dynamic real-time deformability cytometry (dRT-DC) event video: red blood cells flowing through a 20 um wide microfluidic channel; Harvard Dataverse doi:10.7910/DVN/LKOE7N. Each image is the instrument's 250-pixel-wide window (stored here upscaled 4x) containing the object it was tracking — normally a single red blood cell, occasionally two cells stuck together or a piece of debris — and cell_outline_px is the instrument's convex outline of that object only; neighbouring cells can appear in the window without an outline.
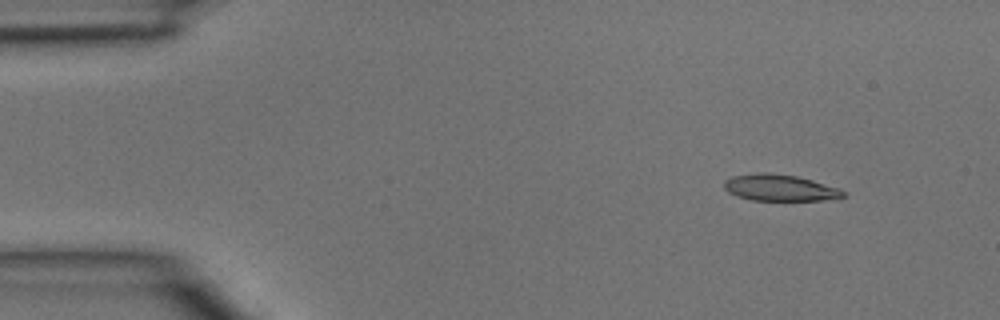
{"species": "common noctule bat (a hibernating species)", "species_latin": "Nyctalus noctula", "temperature_condition": "room temperature", "stored_images_in_passage": 3, "camera_frame_rate_fps": 3000, "um_per_image_px": 0.085, "animal": {"sex": "male", "body_mass_g": 15.6}, "frame": {"image": 1, "passage_image": 1, "time_ms": 0.0, "image_size_px": [1000, 320], "cell_outline_px": [[848, 196], [840, 200], [752, 200], [736, 196], [728, 192], [724, 188], [724, 180], [732, 176], [760, 172], [768, 172], [796, 176], [812, 180], [840, 188]], "centroid_in_image_um": [66.34, 15.97], "position_along_channel_um": 18.7, "area_um2": 18.67}}
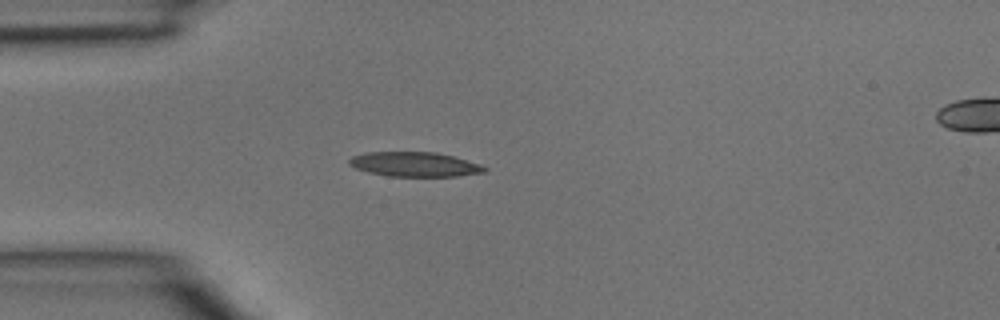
{"frame": {"image": 2, "passage_image": 3, "time_ms": 0.667, "image_size_px": [1000, 320], "cell_outline_px": [[488, 172], [456, 176], [388, 176], [368, 172], [356, 168], [348, 164], [348, 160], [352, 156], [364, 152], [436, 152], [452, 156], [480, 164], [488, 168]], "centroid_in_image_um": [35.24, 13.96], "position_along_channel_um": 49.8, "area_um2": 19.42}}